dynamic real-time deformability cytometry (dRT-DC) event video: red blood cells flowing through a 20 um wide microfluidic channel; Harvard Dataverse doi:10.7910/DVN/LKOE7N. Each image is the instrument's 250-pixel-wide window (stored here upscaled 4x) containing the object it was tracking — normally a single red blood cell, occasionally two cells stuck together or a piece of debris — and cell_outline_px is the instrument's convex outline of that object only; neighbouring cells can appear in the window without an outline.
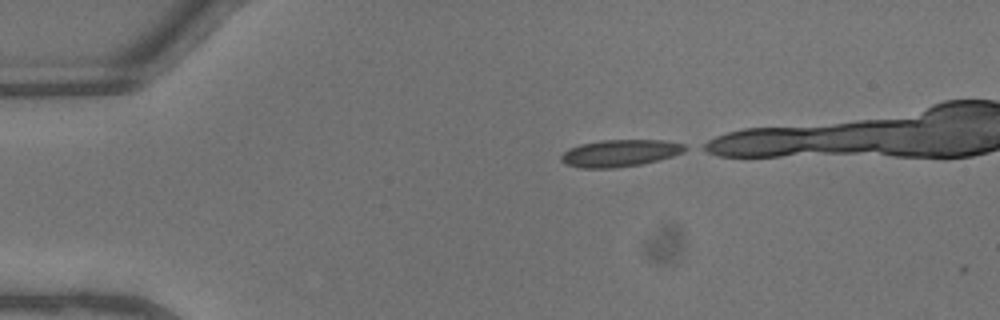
{"species": "common noctule bat (a hibernating species)", "species_latin": "Nyctalus noctula", "temperature_condition": "warm", "stored_images_in_passage": 3, "camera_frame_rate_fps": 3000, "um_per_image_px": 0.085, "animal": {"sex": "male", "body_mass_g": 13.3}, "frame": {"image": 1, "passage_image": 1, "time_ms": 0.0, "image_size_px": [1000, 320], "cell_outline_px": [[692, 148], [684, 152], [660, 160], [640, 164], [616, 168], [580, 168], [564, 164], [560, 160], [560, 156], [568, 148], [580, 144], [600, 140], [664, 140], [684, 144]], "centroid_in_image_um": [52.71, 13.01], "position_along_channel_um": 32.3, "area_um2": 19.83}}